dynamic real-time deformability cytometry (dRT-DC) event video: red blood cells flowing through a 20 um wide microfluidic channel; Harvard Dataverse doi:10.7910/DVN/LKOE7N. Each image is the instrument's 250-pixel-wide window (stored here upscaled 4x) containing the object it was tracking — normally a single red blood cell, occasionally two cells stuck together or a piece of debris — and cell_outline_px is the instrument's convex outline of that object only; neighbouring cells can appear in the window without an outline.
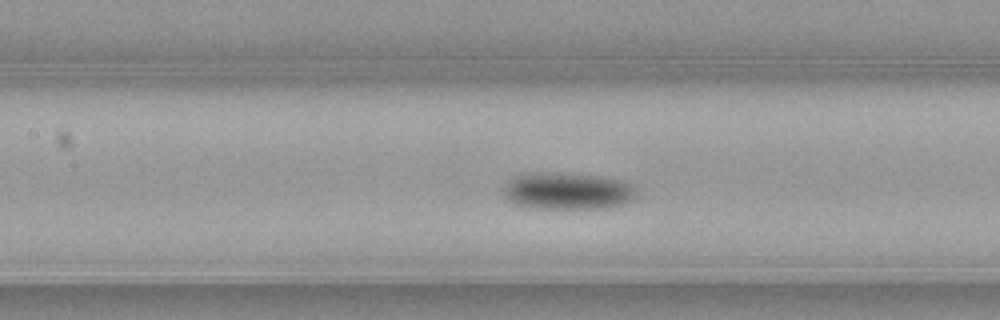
{"species": "common noctule bat (a hibernating species)", "species_latin": "Nyctalus noctula", "temperature_condition": "warm", "stored_images_in_passage": 44, "camera_frame_rate_fps": 3000, "um_per_image_px": 0.085, "animal": {"sex": "female", "body_mass_g": 21.9}, "frame": {"image": 1, "passage_image": 19, "time_ms": 6.0, "image_size_px": [1000, 320], "cell_outline_px": [[636, 192], [632, 200], [624, 204], [608, 208], [532, 208], [516, 204], [504, 196], [504, 188], [516, 176], [604, 176], [624, 180]], "centroid_in_image_um": [48.34, 16.31], "position_along_channel_um": 159.1, "area_um2": 26.99}}
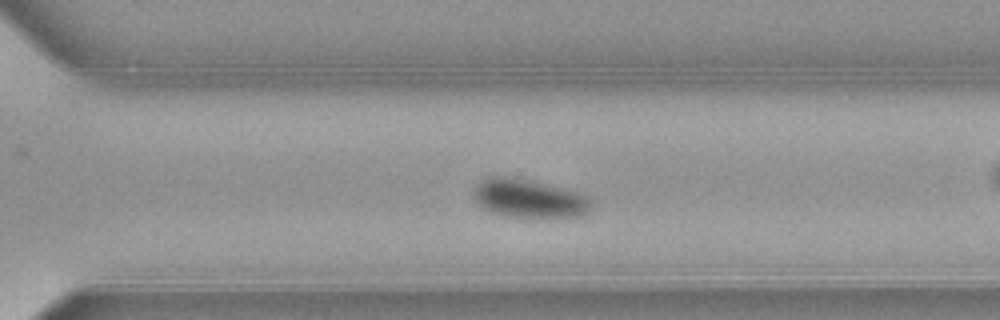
{"frame": {"image": 2, "passage_image": 32, "time_ms": 10.333, "image_size_px": [1000, 320], "cell_outline_px": [[592, 208], [584, 216], [500, 216], [484, 208], [476, 200], [472, 192], [472, 188], [480, 180], [492, 176], [504, 176], [524, 180], [576, 192], [588, 196], [592, 200]], "centroid_in_image_um": [44.93, 16.88], "position_along_channel_um": 325.7, "area_um2": 25.84}, "authors_computed_cell_mechanics": {"area_um2": 26.2701, "velocity_mm_per_s": 3.845, "shape_relaxation_time_tau1_ms": 2.2272, "shape_relaxation_time_tau2_ms": null, "deformation_change_tau1": 0.1085, "deformation_change_tau2": null}}